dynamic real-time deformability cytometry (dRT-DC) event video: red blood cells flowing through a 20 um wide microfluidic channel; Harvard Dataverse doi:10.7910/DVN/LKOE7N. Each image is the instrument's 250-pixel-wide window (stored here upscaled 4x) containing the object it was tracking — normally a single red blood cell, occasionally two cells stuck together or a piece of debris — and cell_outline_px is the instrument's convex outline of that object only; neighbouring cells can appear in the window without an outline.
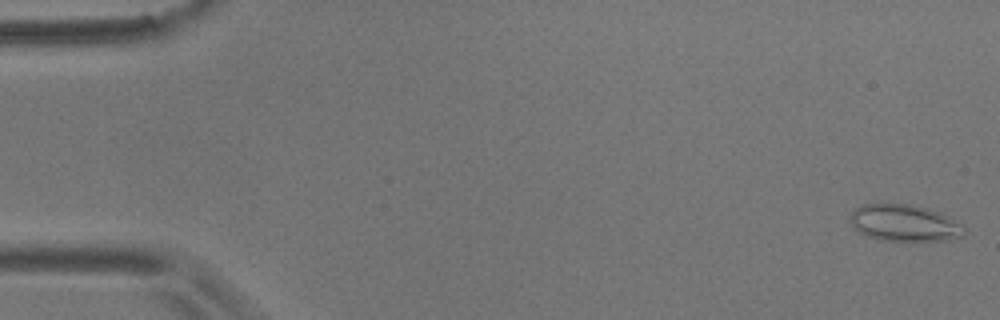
{"species": "common noctule bat (a hibernating species)", "species_latin": "Nyctalus noctula", "temperature_condition": "room temperature", "stored_images_in_passage": 56, "camera_frame_rate_fps": 3000, "um_per_image_px": 0.085, "animal": {"sex": "male", "body_mass_g": 17.9}, "frame": {"image": 1, "passage_image": 1, "time_ms": 0.0, "image_size_px": [1000, 320], "cell_outline_px": [[964, 236], [948, 240], [880, 240], [864, 236], [848, 220], [852, 208], [864, 204], [912, 204], [928, 208], [940, 212], [948, 216], [960, 224], [964, 228]], "centroid_in_image_um": [76.83, 18.94], "position_along_channel_um": 8.2, "area_um2": 24.51}}
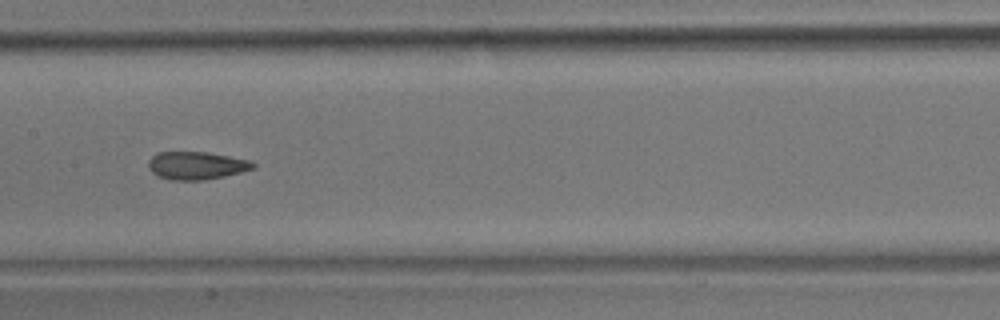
{"frame": {"image": 2, "passage_image": 28, "time_ms": 9.0, "image_size_px": [1000, 320], "cell_outline_px": [[256, 168], [224, 176], [204, 180], [168, 180], [156, 176], [148, 168], [148, 160], [156, 152], [204, 152], [228, 156], [248, 160], [256, 164]], "centroid_in_image_um": [16.65, 14.08], "position_along_channel_um": 190.8, "area_um2": 17.05}}
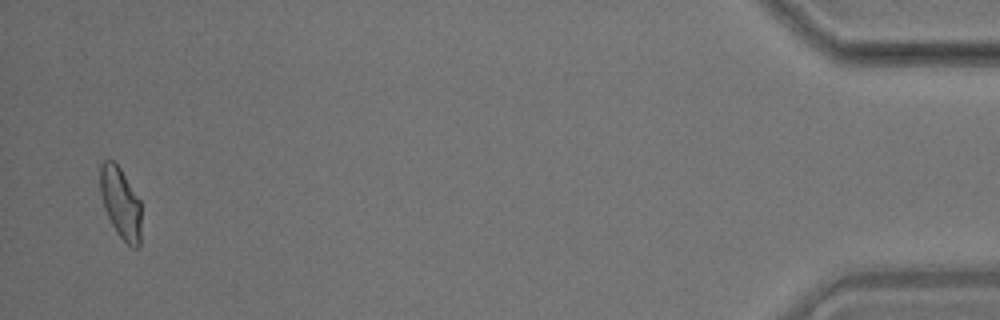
{"frame": {"image": 3, "passage_image": 55, "time_ms": 18.0, "image_size_px": [1000, 320], "cell_outline_px": [[140, 248], [132, 248], [116, 232], [104, 208], [100, 192], [100, 164], [104, 160], [112, 160], [120, 168], [140, 200]], "centroid_in_image_um": [10.25, 17.25], "position_along_channel_um": 425.0, "area_um2": 16.94}, "authors_computed_cell_mechanics": {"area_um2": 17.5134, "velocity_mm_per_s": 3.5332, "shape_relaxation_time_tau1_ms": null, "shape_relaxation_time_tau2_ms": 1.5954, "deformation_change_tau1": null, "deformation_change_tau2": 0.086}}